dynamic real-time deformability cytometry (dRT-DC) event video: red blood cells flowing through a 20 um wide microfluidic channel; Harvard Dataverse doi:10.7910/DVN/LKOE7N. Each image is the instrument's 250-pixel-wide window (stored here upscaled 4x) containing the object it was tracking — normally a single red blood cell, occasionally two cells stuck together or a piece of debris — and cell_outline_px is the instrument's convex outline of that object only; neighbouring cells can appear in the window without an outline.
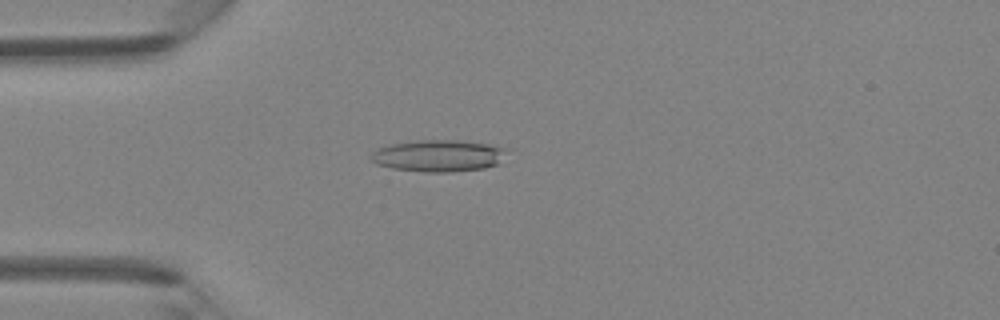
{"species": "Egyptian fruit bat (a non-hibernating species)", "species_latin": "Rousettus aegyptiacus", "temperature_condition": "room temperature", "stored_images_in_passage": 43, "camera_frame_rate_fps": 3000, "um_per_image_px": 0.085, "animal": {"sex": "female"}, "frame": {"image": 1, "passage_image": 10, "time_ms": 3.0, "image_size_px": [1000, 320], "cell_outline_px": [[512, 148], [500, 164], [484, 168], [448, 172], [424, 172], [392, 168], [376, 164], [368, 156], [376, 148], [388, 144], [420, 140], [460, 140], [488, 144]], "centroid_in_image_um": [37.32, 13.23], "position_along_channel_um": 47.7, "area_um2": 25.72}}
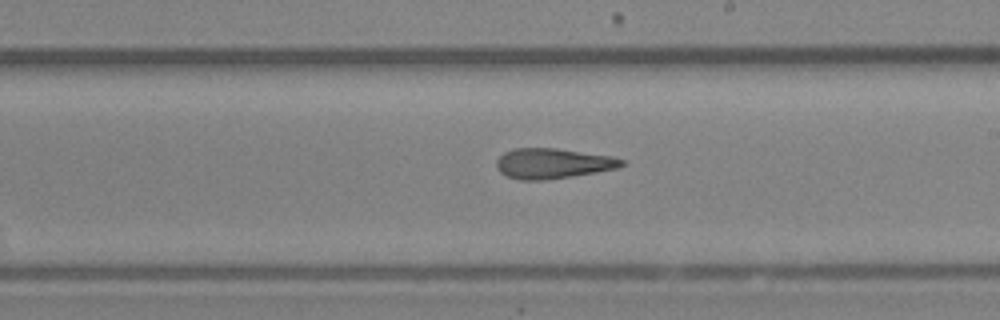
{"frame": {"image": 2, "passage_image": 24, "time_ms": 7.667, "image_size_px": [1000, 320], "cell_outline_px": [[628, 164], [620, 168], [572, 176], [544, 180], [520, 180], [508, 176], [500, 172], [496, 168], [496, 160], [504, 152], [512, 148], [556, 148], [612, 156], [624, 160]], "centroid_in_image_um": [47.01, 13.89], "position_along_channel_um": 242.0, "area_um2": 22.25}}
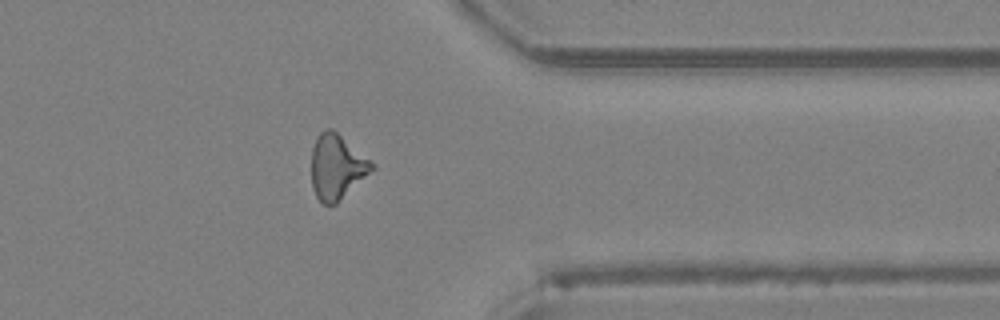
{"frame": {"image": 3, "passage_image": 34, "time_ms": 11.0, "image_size_px": [1000, 320], "cell_outline_px": [[376, 168], [336, 204], [324, 204], [316, 196], [312, 188], [312, 148], [316, 136], [324, 128], [332, 128], [376, 164]], "centroid_in_image_um": [28.64, 14.16], "position_along_channel_um": 382.8, "area_um2": 23.0}}